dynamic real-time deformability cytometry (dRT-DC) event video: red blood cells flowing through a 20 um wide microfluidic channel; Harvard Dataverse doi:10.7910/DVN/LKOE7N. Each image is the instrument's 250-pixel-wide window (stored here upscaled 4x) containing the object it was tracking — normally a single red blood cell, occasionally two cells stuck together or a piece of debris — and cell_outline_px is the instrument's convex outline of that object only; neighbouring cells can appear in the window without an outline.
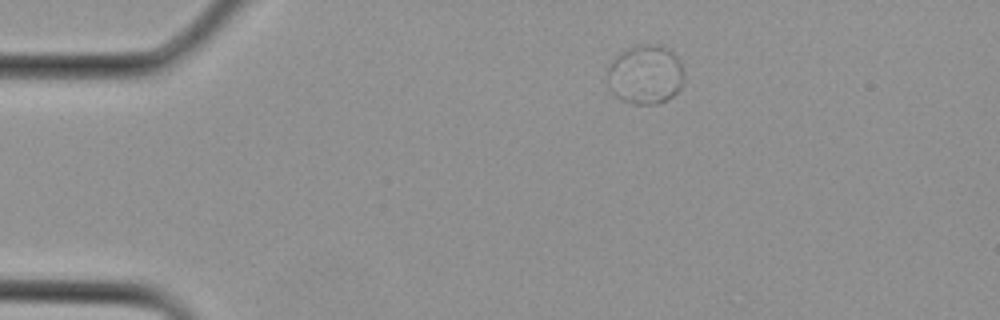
{"species": "Egyptian fruit bat (a non-hibernating species)", "species_latin": "Rousettus aegyptiacus", "temperature_condition": "cold", "stored_images_in_passage": 2, "segment_of_instrument_passage": [1, 2], "camera_frame_rate_fps": 3000, "um_per_image_px": 0.085, "animal": {"sex": "female"}, "frame": {"image": 1, "passage_image": 1, "time_ms": 0.0, "image_size_px": [1000, 320], "cell_outline_px": [[684, 76], [680, 88], [668, 100], [656, 104], [632, 104], [620, 100], [612, 92], [608, 80], [608, 64], [624, 48], [640, 44], [660, 44], [668, 48], [680, 60], [684, 72]], "centroid_in_image_um": [54.86, 6.32], "position_along_channel_um": 30.1, "area_um2": 26.88}}